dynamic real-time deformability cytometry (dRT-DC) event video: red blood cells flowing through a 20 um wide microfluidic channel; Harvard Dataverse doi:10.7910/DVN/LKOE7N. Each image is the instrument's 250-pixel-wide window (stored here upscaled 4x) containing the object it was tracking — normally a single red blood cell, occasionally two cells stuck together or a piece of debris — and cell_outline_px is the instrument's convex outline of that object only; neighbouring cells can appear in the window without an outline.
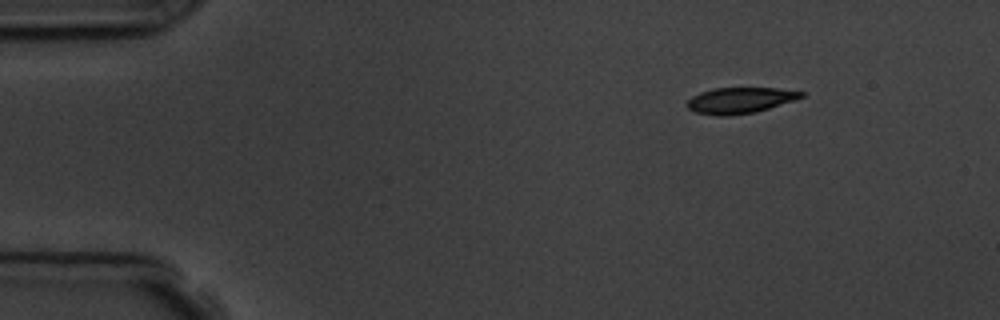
{"species": "common noctule bat (a hibernating species)", "species_latin": "Nyctalus noctula", "temperature_condition": "room temperature", "stored_images_in_passage": 3, "camera_frame_rate_fps": 3000, "um_per_image_px": 0.085, "animal": {"sex": "male", "body_mass_g": 19.5, "forearm_length_mm": 54.6}, "frame": {"image": 1, "passage_image": 1, "time_ms": 0.0, "image_size_px": [1000, 320], "cell_outline_px": [[804, 96], [796, 100], [756, 112], [728, 116], [720, 116], [696, 112], [688, 108], [684, 104], [692, 96], [700, 92], [712, 88], [776, 88], [804, 92]], "centroid_in_image_um": [62.89, 8.53], "position_along_channel_um": 22.1, "area_um2": 17.34}}